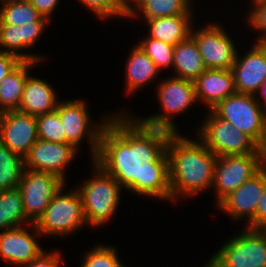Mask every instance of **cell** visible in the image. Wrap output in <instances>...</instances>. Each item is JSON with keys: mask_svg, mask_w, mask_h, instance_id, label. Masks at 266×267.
Listing matches in <instances>:
<instances>
[{"mask_svg": "<svg viewBox=\"0 0 266 267\" xmlns=\"http://www.w3.org/2000/svg\"><path fill=\"white\" fill-rule=\"evenodd\" d=\"M134 117L125 111L110 116L102 129L94 161L123 189L137 194L141 163L157 161L167 151L173 132L146 126Z\"/></svg>", "mask_w": 266, "mask_h": 267, "instance_id": "cell-1", "label": "cell"}, {"mask_svg": "<svg viewBox=\"0 0 266 267\" xmlns=\"http://www.w3.org/2000/svg\"><path fill=\"white\" fill-rule=\"evenodd\" d=\"M171 201L210 189L217 156L198 140L173 133L167 144ZM204 190V191H203Z\"/></svg>", "mask_w": 266, "mask_h": 267, "instance_id": "cell-2", "label": "cell"}, {"mask_svg": "<svg viewBox=\"0 0 266 267\" xmlns=\"http://www.w3.org/2000/svg\"><path fill=\"white\" fill-rule=\"evenodd\" d=\"M93 175L76 189L80 193L83 212L88 225L104 226L111 220L120 203L121 190L119 182L107 173L94 160Z\"/></svg>", "mask_w": 266, "mask_h": 267, "instance_id": "cell-3", "label": "cell"}, {"mask_svg": "<svg viewBox=\"0 0 266 267\" xmlns=\"http://www.w3.org/2000/svg\"><path fill=\"white\" fill-rule=\"evenodd\" d=\"M65 184L54 195L43 215L35 223L37 230L44 236H69L87 224L80 193L73 191L62 193Z\"/></svg>", "mask_w": 266, "mask_h": 267, "instance_id": "cell-4", "label": "cell"}, {"mask_svg": "<svg viewBox=\"0 0 266 267\" xmlns=\"http://www.w3.org/2000/svg\"><path fill=\"white\" fill-rule=\"evenodd\" d=\"M211 111L221 119L233 124L241 132L249 136L260 148L266 139V112L256 101L255 95L235 93Z\"/></svg>", "mask_w": 266, "mask_h": 267, "instance_id": "cell-5", "label": "cell"}, {"mask_svg": "<svg viewBox=\"0 0 266 267\" xmlns=\"http://www.w3.org/2000/svg\"><path fill=\"white\" fill-rule=\"evenodd\" d=\"M206 117L196 135L216 156L262 154L261 148L231 122L219 118L211 110Z\"/></svg>", "mask_w": 266, "mask_h": 267, "instance_id": "cell-6", "label": "cell"}, {"mask_svg": "<svg viewBox=\"0 0 266 267\" xmlns=\"http://www.w3.org/2000/svg\"><path fill=\"white\" fill-rule=\"evenodd\" d=\"M160 83V84H159ZM158 83V100L163 114H153L140 120L149 127L161 128L173 133H179L174 116L187 111L196 103L194 81L182 78L170 77ZM173 118V119H172Z\"/></svg>", "mask_w": 266, "mask_h": 267, "instance_id": "cell-7", "label": "cell"}, {"mask_svg": "<svg viewBox=\"0 0 266 267\" xmlns=\"http://www.w3.org/2000/svg\"><path fill=\"white\" fill-rule=\"evenodd\" d=\"M87 105L84 100L73 99L59 101L56 111L59 113L61 123L63 125V132L65 133V143L72 144L79 150L80 144L84 137L89 139L91 156L94 160L99 150L100 135L103 127L109 120V116L103 117L104 119L100 124L92 125L91 117L87 111Z\"/></svg>", "mask_w": 266, "mask_h": 267, "instance_id": "cell-8", "label": "cell"}, {"mask_svg": "<svg viewBox=\"0 0 266 267\" xmlns=\"http://www.w3.org/2000/svg\"><path fill=\"white\" fill-rule=\"evenodd\" d=\"M244 229L214 256L224 267H266V229Z\"/></svg>", "mask_w": 266, "mask_h": 267, "instance_id": "cell-9", "label": "cell"}, {"mask_svg": "<svg viewBox=\"0 0 266 267\" xmlns=\"http://www.w3.org/2000/svg\"><path fill=\"white\" fill-rule=\"evenodd\" d=\"M262 154L217 156L214 167L216 204L263 168Z\"/></svg>", "mask_w": 266, "mask_h": 267, "instance_id": "cell-10", "label": "cell"}, {"mask_svg": "<svg viewBox=\"0 0 266 267\" xmlns=\"http://www.w3.org/2000/svg\"><path fill=\"white\" fill-rule=\"evenodd\" d=\"M65 183L56 174L24 169L18 188L21 191L25 215L30 224L38 221L54 195Z\"/></svg>", "mask_w": 266, "mask_h": 267, "instance_id": "cell-11", "label": "cell"}, {"mask_svg": "<svg viewBox=\"0 0 266 267\" xmlns=\"http://www.w3.org/2000/svg\"><path fill=\"white\" fill-rule=\"evenodd\" d=\"M223 28L216 22L192 29L191 37L196 41L207 69H231L236 61V45Z\"/></svg>", "mask_w": 266, "mask_h": 267, "instance_id": "cell-12", "label": "cell"}, {"mask_svg": "<svg viewBox=\"0 0 266 267\" xmlns=\"http://www.w3.org/2000/svg\"><path fill=\"white\" fill-rule=\"evenodd\" d=\"M78 149L70 143L37 140L24 157V166L35 171L50 172L66 182L65 168L73 161Z\"/></svg>", "mask_w": 266, "mask_h": 267, "instance_id": "cell-13", "label": "cell"}, {"mask_svg": "<svg viewBox=\"0 0 266 267\" xmlns=\"http://www.w3.org/2000/svg\"><path fill=\"white\" fill-rule=\"evenodd\" d=\"M35 116L19 110L0 114V142L22 158L38 140Z\"/></svg>", "mask_w": 266, "mask_h": 267, "instance_id": "cell-14", "label": "cell"}, {"mask_svg": "<svg viewBox=\"0 0 266 267\" xmlns=\"http://www.w3.org/2000/svg\"><path fill=\"white\" fill-rule=\"evenodd\" d=\"M266 184V167L240 185L235 191L224 197L216 207L233 220L247 217V224L255 217L256 209Z\"/></svg>", "mask_w": 266, "mask_h": 267, "instance_id": "cell-15", "label": "cell"}, {"mask_svg": "<svg viewBox=\"0 0 266 267\" xmlns=\"http://www.w3.org/2000/svg\"><path fill=\"white\" fill-rule=\"evenodd\" d=\"M33 234L24 226L13 227L0 232V257L4 262L14 266L29 264L37 258L44 250L35 240L36 235L42 234L37 230L35 224H31Z\"/></svg>", "mask_w": 266, "mask_h": 267, "instance_id": "cell-16", "label": "cell"}, {"mask_svg": "<svg viewBox=\"0 0 266 267\" xmlns=\"http://www.w3.org/2000/svg\"><path fill=\"white\" fill-rule=\"evenodd\" d=\"M238 54L231 67L236 92L255 95L266 80V44L254 43L246 55Z\"/></svg>", "mask_w": 266, "mask_h": 267, "instance_id": "cell-17", "label": "cell"}, {"mask_svg": "<svg viewBox=\"0 0 266 267\" xmlns=\"http://www.w3.org/2000/svg\"><path fill=\"white\" fill-rule=\"evenodd\" d=\"M194 86L197 101L205 103L209 110L236 93L231 69H207L194 80Z\"/></svg>", "mask_w": 266, "mask_h": 267, "instance_id": "cell-18", "label": "cell"}, {"mask_svg": "<svg viewBox=\"0 0 266 267\" xmlns=\"http://www.w3.org/2000/svg\"><path fill=\"white\" fill-rule=\"evenodd\" d=\"M137 195L171 200L167 151L155 162L141 163L140 179H137Z\"/></svg>", "mask_w": 266, "mask_h": 267, "instance_id": "cell-19", "label": "cell"}, {"mask_svg": "<svg viewBox=\"0 0 266 267\" xmlns=\"http://www.w3.org/2000/svg\"><path fill=\"white\" fill-rule=\"evenodd\" d=\"M57 98V92L52 85L42 78L29 74L18 110L35 117L50 113L57 109L59 103Z\"/></svg>", "mask_w": 266, "mask_h": 267, "instance_id": "cell-20", "label": "cell"}, {"mask_svg": "<svg viewBox=\"0 0 266 267\" xmlns=\"http://www.w3.org/2000/svg\"><path fill=\"white\" fill-rule=\"evenodd\" d=\"M191 6H193L192 0H127V18H136L142 14L144 20L176 15H193Z\"/></svg>", "mask_w": 266, "mask_h": 267, "instance_id": "cell-21", "label": "cell"}, {"mask_svg": "<svg viewBox=\"0 0 266 267\" xmlns=\"http://www.w3.org/2000/svg\"><path fill=\"white\" fill-rule=\"evenodd\" d=\"M193 15H176L145 20L148 27V37L176 45L191 36L194 24ZM193 24V25H192Z\"/></svg>", "mask_w": 266, "mask_h": 267, "instance_id": "cell-22", "label": "cell"}, {"mask_svg": "<svg viewBox=\"0 0 266 267\" xmlns=\"http://www.w3.org/2000/svg\"><path fill=\"white\" fill-rule=\"evenodd\" d=\"M172 68L176 74L173 77L189 81H194L207 70L196 41L191 36L174 46Z\"/></svg>", "mask_w": 266, "mask_h": 267, "instance_id": "cell-23", "label": "cell"}, {"mask_svg": "<svg viewBox=\"0 0 266 267\" xmlns=\"http://www.w3.org/2000/svg\"><path fill=\"white\" fill-rule=\"evenodd\" d=\"M38 62L22 61L0 81V114L19 109L29 71Z\"/></svg>", "mask_w": 266, "mask_h": 267, "instance_id": "cell-24", "label": "cell"}, {"mask_svg": "<svg viewBox=\"0 0 266 267\" xmlns=\"http://www.w3.org/2000/svg\"><path fill=\"white\" fill-rule=\"evenodd\" d=\"M159 69L149 56L137 44L130 52L126 65V94L134 93L150 83L159 73Z\"/></svg>", "mask_w": 266, "mask_h": 267, "instance_id": "cell-25", "label": "cell"}, {"mask_svg": "<svg viewBox=\"0 0 266 267\" xmlns=\"http://www.w3.org/2000/svg\"><path fill=\"white\" fill-rule=\"evenodd\" d=\"M26 218L19 188L0 191V231L23 225ZM23 223V224H22Z\"/></svg>", "mask_w": 266, "mask_h": 267, "instance_id": "cell-26", "label": "cell"}, {"mask_svg": "<svg viewBox=\"0 0 266 267\" xmlns=\"http://www.w3.org/2000/svg\"><path fill=\"white\" fill-rule=\"evenodd\" d=\"M24 169V158L0 142V191L18 188Z\"/></svg>", "mask_w": 266, "mask_h": 267, "instance_id": "cell-27", "label": "cell"}, {"mask_svg": "<svg viewBox=\"0 0 266 267\" xmlns=\"http://www.w3.org/2000/svg\"><path fill=\"white\" fill-rule=\"evenodd\" d=\"M35 21H49L43 17L29 0L1 5L0 25L22 26Z\"/></svg>", "mask_w": 266, "mask_h": 267, "instance_id": "cell-28", "label": "cell"}, {"mask_svg": "<svg viewBox=\"0 0 266 267\" xmlns=\"http://www.w3.org/2000/svg\"><path fill=\"white\" fill-rule=\"evenodd\" d=\"M0 51L18 56L23 61L38 62L44 61V57L21 52L23 50L22 26L0 25ZM21 50V51H20Z\"/></svg>", "mask_w": 266, "mask_h": 267, "instance_id": "cell-29", "label": "cell"}, {"mask_svg": "<svg viewBox=\"0 0 266 267\" xmlns=\"http://www.w3.org/2000/svg\"><path fill=\"white\" fill-rule=\"evenodd\" d=\"M145 39V40H144ZM138 45L149 56L159 70L172 68L174 45L146 37Z\"/></svg>", "mask_w": 266, "mask_h": 267, "instance_id": "cell-30", "label": "cell"}, {"mask_svg": "<svg viewBox=\"0 0 266 267\" xmlns=\"http://www.w3.org/2000/svg\"><path fill=\"white\" fill-rule=\"evenodd\" d=\"M39 140L65 143V133L59 113L55 110L36 116Z\"/></svg>", "mask_w": 266, "mask_h": 267, "instance_id": "cell-31", "label": "cell"}, {"mask_svg": "<svg viewBox=\"0 0 266 267\" xmlns=\"http://www.w3.org/2000/svg\"><path fill=\"white\" fill-rule=\"evenodd\" d=\"M81 267H121L116 248L109 245H96L84 254Z\"/></svg>", "mask_w": 266, "mask_h": 267, "instance_id": "cell-32", "label": "cell"}, {"mask_svg": "<svg viewBox=\"0 0 266 267\" xmlns=\"http://www.w3.org/2000/svg\"><path fill=\"white\" fill-rule=\"evenodd\" d=\"M96 17L102 19H112V17H127V0H79Z\"/></svg>", "mask_w": 266, "mask_h": 267, "instance_id": "cell-33", "label": "cell"}, {"mask_svg": "<svg viewBox=\"0 0 266 267\" xmlns=\"http://www.w3.org/2000/svg\"><path fill=\"white\" fill-rule=\"evenodd\" d=\"M253 9L248 14V24L258 32L260 36L257 37L255 43L266 44V0L255 1Z\"/></svg>", "mask_w": 266, "mask_h": 267, "instance_id": "cell-34", "label": "cell"}, {"mask_svg": "<svg viewBox=\"0 0 266 267\" xmlns=\"http://www.w3.org/2000/svg\"><path fill=\"white\" fill-rule=\"evenodd\" d=\"M49 23H51V21H35L23 24V49H29L32 46L34 47L36 41L41 38V35L45 31V27H47Z\"/></svg>", "mask_w": 266, "mask_h": 267, "instance_id": "cell-35", "label": "cell"}, {"mask_svg": "<svg viewBox=\"0 0 266 267\" xmlns=\"http://www.w3.org/2000/svg\"><path fill=\"white\" fill-rule=\"evenodd\" d=\"M61 254L57 250L51 253H46L45 250L29 264L23 265L24 267H60L61 266Z\"/></svg>", "mask_w": 266, "mask_h": 267, "instance_id": "cell-36", "label": "cell"}, {"mask_svg": "<svg viewBox=\"0 0 266 267\" xmlns=\"http://www.w3.org/2000/svg\"><path fill=\"white\" fill-rule=\"evenodd\" d=\"M246 226L252 229H266V184L263 196L258 203L255 217Z\"/></svg>", "mask_w": 266, "mask_h": 267, "instance_id": "cell-37", "label": "cell"}, {"mask_svg": "<svg viewBox=\"0 0 266 267\" xmlns=\"http://www.w3.org/2000/svg\"><path fill=\"white\" fill-rule=\"evenodd\" d=\"M23 60L18 56L0 51V81L12 72Z\"/></svg>", "mask_w": 266, "mask_h": 267, "instance_id": "cell-38", "label": "cell"}, {"mask_svg": "<svg viewBox=\"0 0 266 267\" xmlns=\"http://www.w3.org/2000/svg\"><path fill=\"white\" fill-rule=\"evenodd\" d=\"M59 0H29V2L37 9V11L46 19L51 21L53 11L59 5Z\"/></svg>", "mask_w": 266, "mask_h": 267, "instance_id": "cell-39", "label": "cell"}, {"mask_svg": "<svg viewBox=\"0 0 266 267\" xmlns=\"http://www.w3.org/2000/svg\"><path fill=\"white\" fill-rule=\"evenodd\" d=\"M257 93L261 95L260 98H259V96L258 97L256 96ZM261 98H262V100L260 102V99ZM255 99L260 104V106L262 107V109L266 112V80L264 81V83L261 85V87L256 92Z\"/></svg>", "mask_w": 266, "mask_h": 267, "instance_id": "cell-40", "label": "cell"}, {"mask_svg": "<svg viewBox=\"0 0 266 267\" xmlns=\"http://www.w3.org/2000/svg\"><path fill=\"white\" fill-rule=\"evenodd\" d=\"M209 259L210 260L206 262V264H204L205 266L203 265V267H224L214 255Z\"/></svg>", "mask_w": 266, "mask_h": 267, "instance_id": "cell-41", "label": "cell"}, {"mask_svg": "<svg viewBox=\"0 0 266 267\" xmlns=\"http://www.w3.org/2000/svg\"><path fill=\"white\" fill-rule=\"evenodd\" d=\"M261 151H262V158H263V166L266 167V139H265L263 146L261 147Z\"/></svg>", "mask_w": 266, "mask_h": 267, "instance_id": "cell-42", "label": "cell"}, {"mask_svg": "<svg viewBox=\"0 0 266 267\" xmlns=\"http://www.w3.org/2000/svg\"><path fill=\"white\" fill-rule=\"evenodd\" d=\"M17 1H23V0H0V4L5 5V4L13 3Z\"/></svg>", "mask_w": 266, "mask_h": 267, "instance_id": "cell-43", "label": "cell"}]
</instances>
